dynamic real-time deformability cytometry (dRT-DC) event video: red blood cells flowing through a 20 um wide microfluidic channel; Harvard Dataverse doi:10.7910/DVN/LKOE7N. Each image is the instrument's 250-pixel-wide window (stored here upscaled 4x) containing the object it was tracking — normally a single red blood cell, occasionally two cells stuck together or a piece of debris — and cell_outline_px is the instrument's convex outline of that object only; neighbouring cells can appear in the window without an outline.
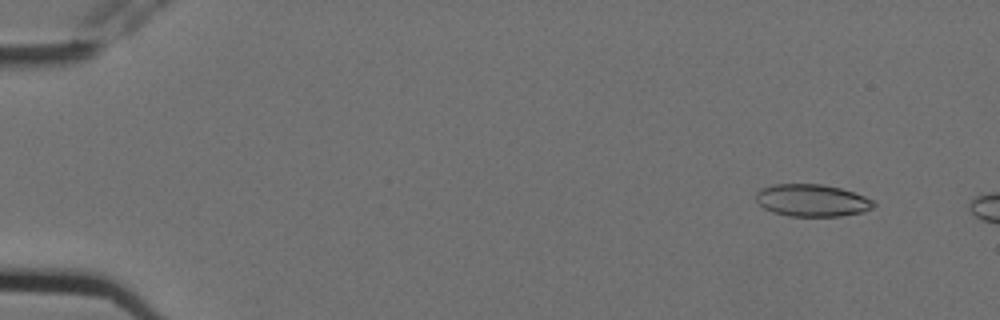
{"species": "Egyptian fruit bat (a non-hibernating species)", "species_latin": "Rousettus aegyptiacus", "temperature_condition": "cold", "stored_images_in_passage": 3, "camera_frame_rate_fps": 3000, "um_per_image_px": 0.085, "animal": {"sex": "female"}, "frame": {"image": 1, "passage_image": 1, "time_ms": 0.0, "image_size_px": [1000, 320], "cell_outline_px": [[876, 204], [872, 208], [864, 212], [840, 216], [788, 216], [772, 212], [764, 208], [756, 200], [756, 192], [760, 188], [772, 184], [824, 184], [840, 188], [876, 200]], "centroid_in_image_um": [69.03, 17.03], "position_along_channel_um": 16.0, "area_um2": 22.31}}